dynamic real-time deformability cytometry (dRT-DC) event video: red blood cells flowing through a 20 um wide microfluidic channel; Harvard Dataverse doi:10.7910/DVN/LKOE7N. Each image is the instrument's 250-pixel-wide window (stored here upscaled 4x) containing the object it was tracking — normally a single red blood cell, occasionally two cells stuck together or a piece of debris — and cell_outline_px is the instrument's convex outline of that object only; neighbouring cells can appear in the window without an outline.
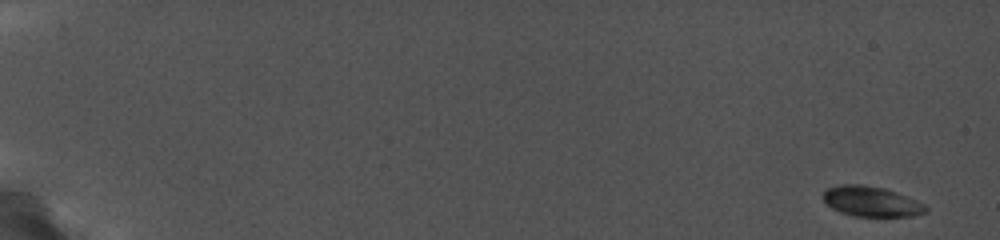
{"species": "common noctule bat (a hibernating species)", "species_latin": "Nyctalus noctula", "temperature_condition": "cold", "stored_images_in_passage": 17, "camera_frame_rate_fps": 5000, "um_per_image_px": 0.085, "animal": {"sex": "female", "body_mass_g": 19.0, "forearm_length_mm": 56.7}, "frame": {"image": 1, "passage_image": 1, "time_ms": 0.0, "image_size_px": [1000, 240], "cell_outline_px": [[928, 212], [912, 216], [852, 216], [840, 212], [832, 208], [820, 196], [828, 188], [844, 184], [856, 184], [884, 188], [896, 192], [924, 204], [928, 208]], "centroid_in_image_um": [74.05, 17.13], "position_along_channel_um": 10.9, "area_um2": 17.92}}
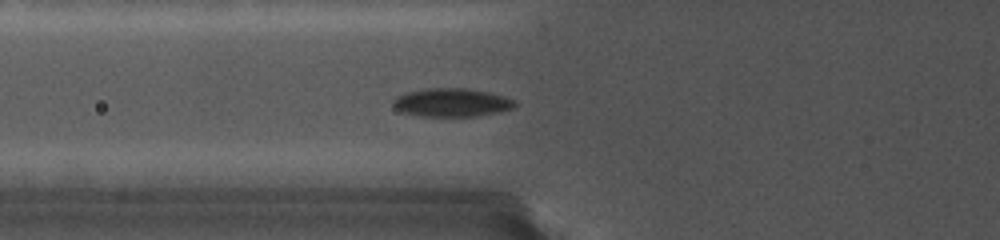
{"frame": {"image": 2, "passage_image": 10, "time_ms": 7.4, "image_size_px": [1000, 240], "cell_outline_px": [[516, 108], [500, 112], [476, 116], [424, 116], [400, 112], [392, 104], [392, 100], [396, 96], [408, 92], [428, 88], [464, 88], [488, 92], [504, 96], [516, 100]], "centroid_in_image_um": [38.42, 8.72], "position_along_channel_um": 87.4, "area_um2": 20.23}}
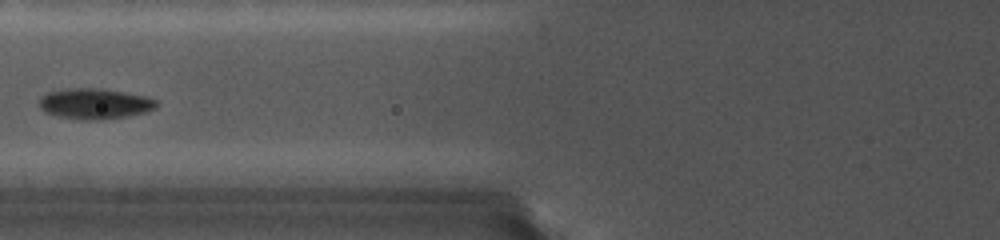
{"frame": {"image": 3, "passage_image": 11, "time_ms": 8.2, "image_size_px": [1000, 240], "cell_outline_px": [[160, 104], [156, 108], [144, 112], [128, 116], [100, 120], [76, 120], [56, 116], [44, 112], [40, 108], [40, 96], [48, 92], [68, 88], [92, 88], [120, 92], [144, 96], [156, 100]], "centroid_in_image_um": [8.01, 8.84], "position_along_channel_um": 117.8, "area_um2": 20.92}}